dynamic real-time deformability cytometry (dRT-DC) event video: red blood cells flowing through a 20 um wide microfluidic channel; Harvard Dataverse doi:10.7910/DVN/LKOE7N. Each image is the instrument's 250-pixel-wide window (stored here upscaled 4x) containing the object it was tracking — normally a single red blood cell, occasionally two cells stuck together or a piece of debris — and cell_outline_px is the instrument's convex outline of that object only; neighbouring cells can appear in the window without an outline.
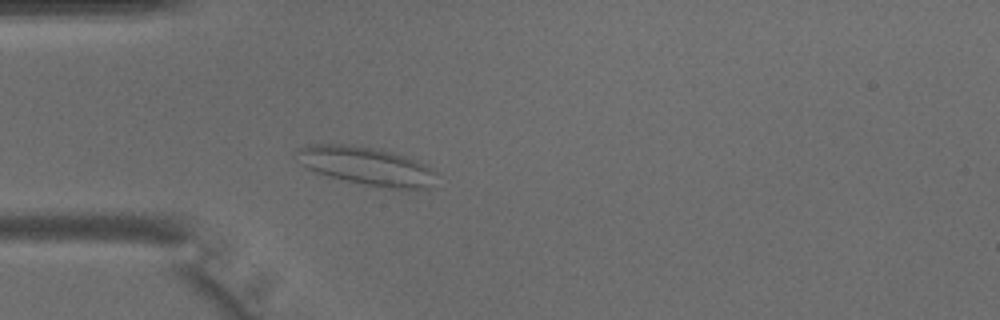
{"species": "common noctule bat (a hibernating species)", "species_latin": "Nyctalus noctula", "temperature_condition": "warm", "stored_images_in_passage": 35, "camera_frame_rate_fps": 3000, "um_per_image_px": 0.085, "animal": {"sex": "male", "body_mass_g": 15.6}, "frame": {"image": 1, "passage_image": 5, "time_ms": 1.333, "image_size_px": [1000, 320], "cell_outline_px": [[436, 172], [428, 188], [388, 188], [344, 180], [328, 176], [316, 172], [300, 164], [296, 160], [296, 148], [304, 144], [352, 144], [376, 148], [392, 152], [416, 160], [424, 164]], "centroid_in_image_um": [31.04, 14.07], "position_along_channel_um": 54.0, "area_um2": 30.98}}
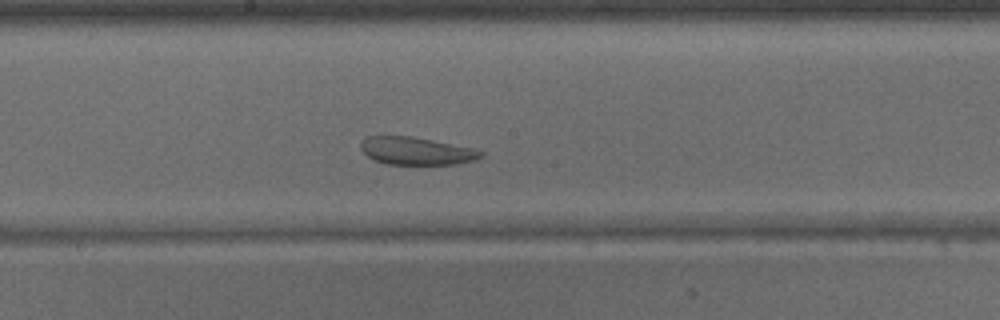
{"frame": {"image": 2, "passage_image": 16, "time_ms": 5.0, "image_size_px": [1000, 320], "cell_outline_px": [[484, 156], [472, 160], [456, 164], [388, 164], [372, 160], [360, 148], [360, 140], [368, 136], [412, 136], [472, 148], [484, 152]], "centroid_in_image_um": [35.34, 12.83], "position_along_channel_um": 212.9, "area_um2": 19.31}}
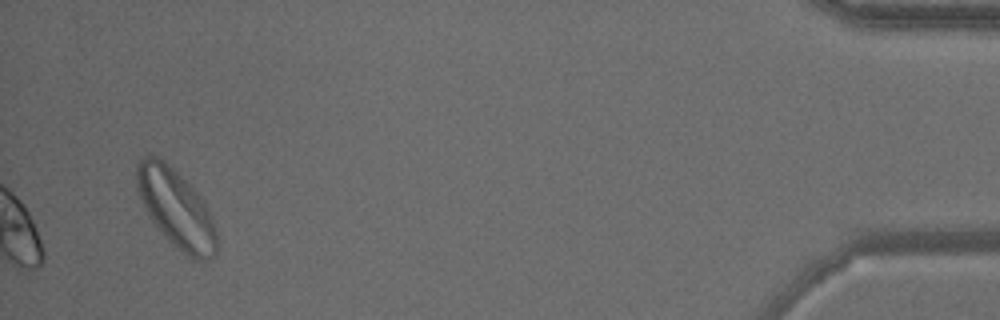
{"frame": {"image": 3, "passage_image": 35, "time_ms": 11.333, "image_size_px": [1000, 320], "cell_outline_px": [[216, 256], [204, 264], [192, 260], [180, 252], [164, 236], [148, 216], [136, 188], [136, 164], [144, 156], [156, 156], [164, 160], [204, 200], [208, 208], [216, 228]], "centroid_in_image_um": [14.98, 17.8], "position_along_channel_um": 420.2, "area_um2": 36.88}}